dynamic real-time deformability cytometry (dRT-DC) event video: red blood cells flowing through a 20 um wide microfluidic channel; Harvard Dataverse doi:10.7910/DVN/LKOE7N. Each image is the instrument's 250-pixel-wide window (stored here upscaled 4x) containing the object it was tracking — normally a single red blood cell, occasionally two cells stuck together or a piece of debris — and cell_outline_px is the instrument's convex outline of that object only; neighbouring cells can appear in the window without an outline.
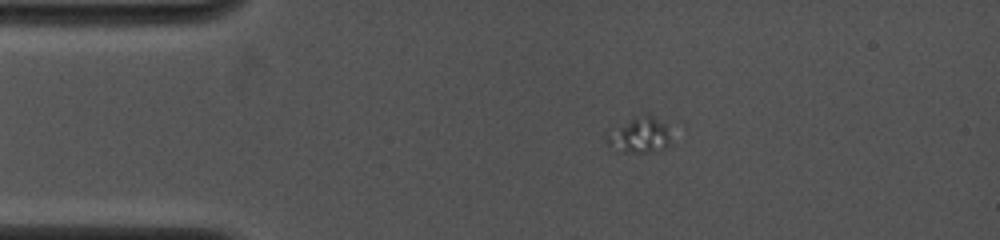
{"species": "common noctule bat (a hibernating species)", "species_latin": "Nyctalus noctula", "temperature_condition": "cold", "stored_images_in_passage": 22, "camera_frame_rate_fps": 4000, "um_per_image_px": 0.085, "animal": {"sex": "female", "body_mass_g": 19.0, "forearm_length_mm": 53.3}, "frame": {"image": 1, "passage_image": 1, "time_ms": 0.0, "image_size_px": [1000, 240], "cell_outline_px": [[668, 144], [664, 148], [648, 152], [620, 152], [608, 144], [604, 140], [604, 132], [608, 128], [644, 112], [648, 112], [664, 124], [668, 136]], "centroid_in_image_um": [54.21, 11.44], "position_along_channel_um": 30.8, "area_um2": 13.64}}
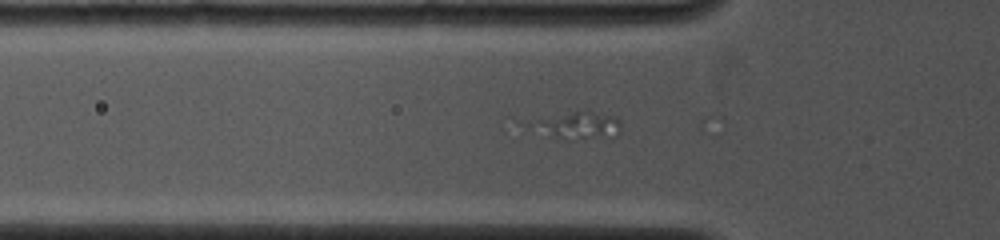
{"frame": {"image": 2, "passage_image": 10, "time_ms": 2.25, "image_size_px": [1000, 240], "cell_outline_px": [[620, 128], [616, 136], [564, 140], [520, 124], [512, 116], [588, 108], [616, 116], [620, 120]], "centroid_in_image_um": [48.69, 10.52], "position_along_channel_um": 77.1, "area_um2": 16.99}}